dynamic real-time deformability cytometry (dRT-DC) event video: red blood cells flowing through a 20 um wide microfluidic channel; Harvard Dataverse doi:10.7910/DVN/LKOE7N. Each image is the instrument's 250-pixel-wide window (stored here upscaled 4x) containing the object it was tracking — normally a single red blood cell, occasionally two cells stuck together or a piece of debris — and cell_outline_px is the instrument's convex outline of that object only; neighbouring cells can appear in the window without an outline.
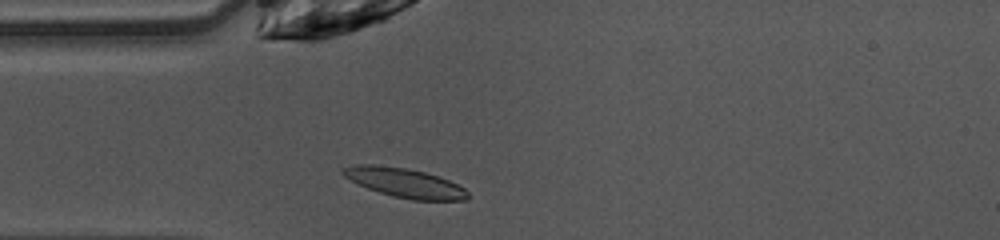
{"species": "common noctule bat (a hibernating species)", "species_latin": "Nyctalus noctula", "temperature_condition": "warm", "stored_images_in_passage": 38, "camera_frame_rate_fps": 3000, "um_per_image_px": 0.085, "animal": {"sex": "female", "body_mass_g": 10.0, "forearm_length_mm": 53.1}, "frame": {"image": 1, "passage_image": 2, "time_ms": 0.333, "image_size_px": [1000, 240], "cell_outline_px": [[468, 200], [412, 200], [392, 196], [368, 188], [344, 176], [340, 172], [340, 168], [356, 164], [372, 164], [404, 168], [424, 172], [448, 180], [464, 188], [468, 192]], "centroid_in_image_um": [34.38, 15.54], "position_along_channel_um": 50.6, "area_um2": 21.04}}
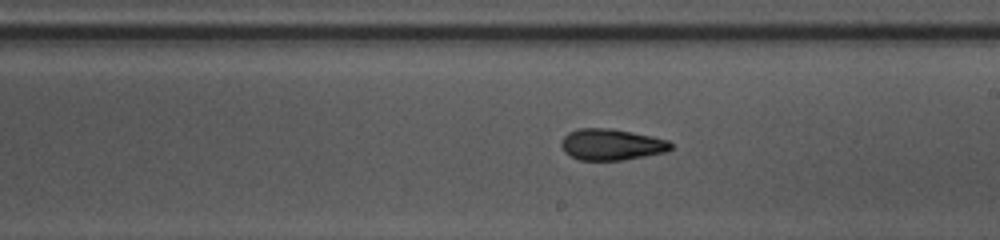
{"frame": {"image": 2, "passage_image": 16, "time_ms": 5.0, "image_size_px": [1000, 240], "cell_outline_px": [[672, 148], [668, 152], [624, 160], [580, 160], [564, 152], [560, 144], [560, 140], [568, 132], [576, 128], [608, 128], [632, 132], [652, 136], [668, 140], [672, 144]], "centroid_in_image_um": [51.97, 12.28], "position_along_channel_um": 237.0, "area_um2": 20.17}}
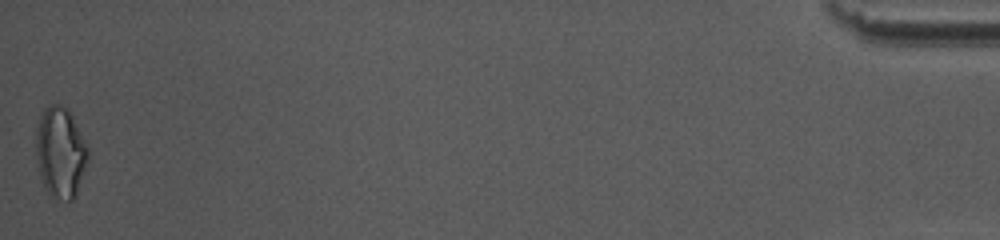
{"frame": {"image": 3, "passage_image": 38, "time_ms": 12.333, "image_size_px": [1000, 240], "cell_outline_px": [[88, 160], [76, 196], [72, 200], [68, 200], [48, 196], [40, 176], [36, 156], [36, 128], [40, 116], [44, 108], [48, 104], [60, 104], [68, 108], [88, 148]], "centroid_in_image_um": [5.12, 12.95], "position_along_channel_um": 430.1, "area_um2": 27.63}, "authors_computed_cell_mechanics": {"area_um2": 20.1722, "velocity_mm_per_s": 4.057, "shape_relaxation_time_tau1_ms": 4.6189, "shape_relaxation_time_tau2_ms": 3.6662, "deformation_change_tau1": 0.1812, "deformation_change_tau2": 0.1162}}